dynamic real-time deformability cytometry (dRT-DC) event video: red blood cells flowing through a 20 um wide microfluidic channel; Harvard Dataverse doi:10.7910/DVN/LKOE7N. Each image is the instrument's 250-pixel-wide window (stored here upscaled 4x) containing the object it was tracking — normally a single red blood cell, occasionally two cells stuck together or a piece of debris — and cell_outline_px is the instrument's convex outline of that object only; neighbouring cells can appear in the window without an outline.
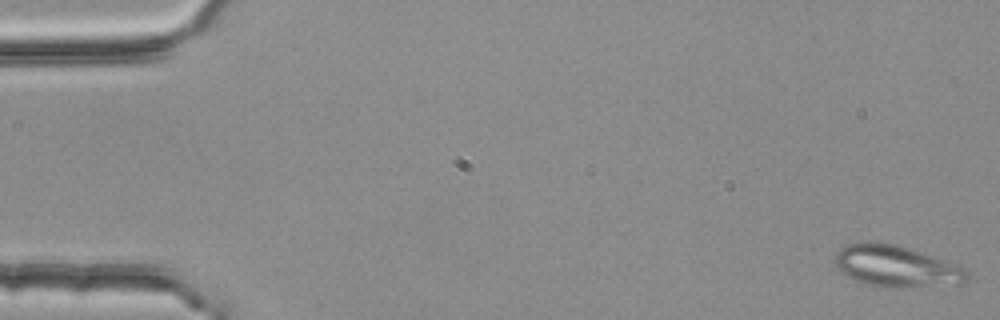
{"species": "common noctule bat (a hibernating species)", "species_latin": "Nyctalus noctula", "temperature_condition": "room temperature", "stored_images_in_passage": 4, "camera_frame_rate_fps": 3000, "um_per_image_px": 0.085, "animal": {"sex": "female", "body_mass_g": 25.1}, "frame": {"image": 1, "passage_image": 1, "time_ms": 0.0, "image_size_px": [1000, 320], "cell_outline_px": [[972, 276], [964, 284], [912, 288], [884, 288], [868, 284], [856, 280], [840, 272], [836, 268], [832, 260], [836, 252], [844, 244], [860, 240], [880, 240], [896, 244], [944, 260], [964, 268]], "centroid_in_image_um": [76.14, 22.62], "position_along_channel_um": 8.9, "area_um2": 33.12}}
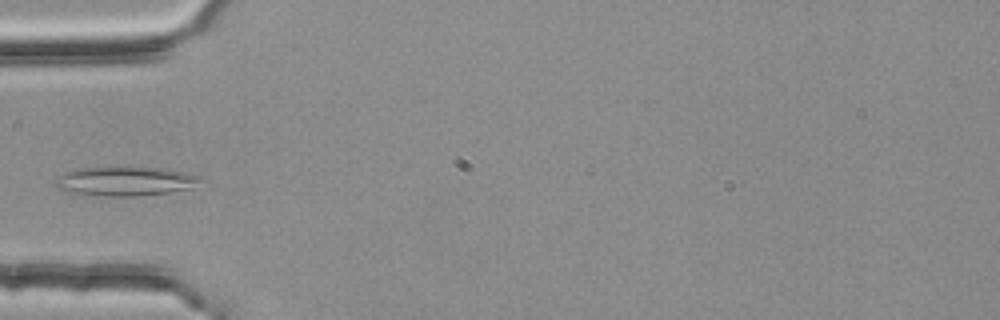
{"frame": {"image": 2, "passage_image": 4, "time_ms": 1.0, "image_size_px": [1000, 320], "cell_outline_px": [[204, 176], [192, 188], [172, 192], [136, 196], [104, 196], [60, 192], [52, 184], [56, 176], [64, 172], [76, 168], [168, 168]], "centroid_in_image_um": [10.58, 15.42], "position_along_channel_um": 74.4, "area_um2": 25.14}}